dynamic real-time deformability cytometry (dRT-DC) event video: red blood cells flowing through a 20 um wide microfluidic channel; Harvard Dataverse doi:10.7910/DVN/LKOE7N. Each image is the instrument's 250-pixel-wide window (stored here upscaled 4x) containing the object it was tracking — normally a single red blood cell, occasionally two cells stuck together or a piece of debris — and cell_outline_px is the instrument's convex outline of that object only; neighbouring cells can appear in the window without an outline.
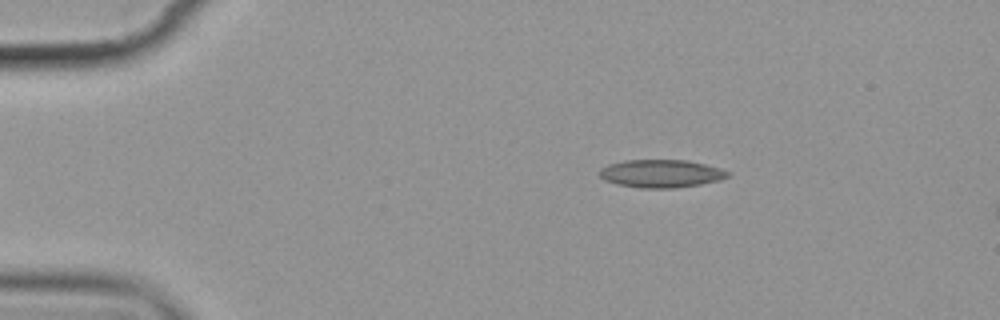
{"species": "common noctule bat (a hibernating species)", "species_latin": "Nyctalus noctula", "temperature_condition": "cold", "stored_images_in_passage": 6, "camera_frame_rate_fps": 3000, "um_per_image_px": 0.085, "animal": {"sex": "female", "body_mass_g": 19.9}, "frame": {"image": 1, "passage_image": 6, "time_ms": 6.0, "image_size_px": [1000, 320], "cell_outline_px": [[732, 172], [728, 176], [720, 180], [700, 184], [676, 188], [640, 188], [616, 184], [604, 180], [600, 176], [600, 168], [608, 164], [624, 160], [688, 160], [720, 168]], "centroid_in_image_um": [56.19, 14.75], "position_along_channel_um": 28.8, "area_um2": 20.98}}